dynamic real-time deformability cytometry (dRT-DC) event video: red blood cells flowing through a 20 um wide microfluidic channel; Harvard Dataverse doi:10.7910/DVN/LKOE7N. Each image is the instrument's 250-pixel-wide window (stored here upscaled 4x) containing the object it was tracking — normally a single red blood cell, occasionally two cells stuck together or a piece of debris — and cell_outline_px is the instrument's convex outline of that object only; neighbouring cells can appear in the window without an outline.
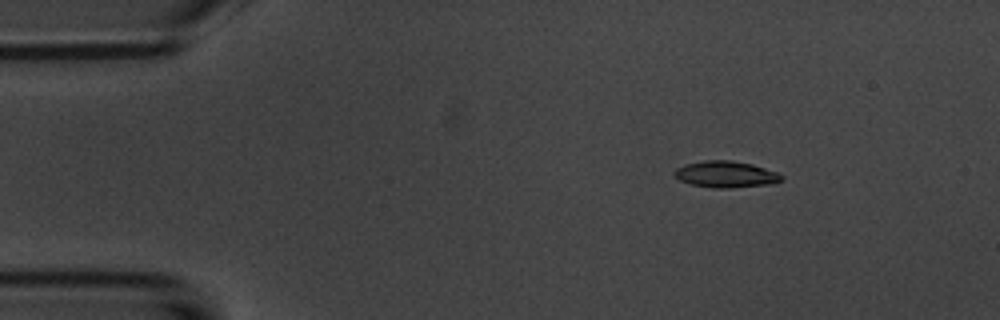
{"species": "common noctule bat (a hibernating species)", "species_latin": "Nyctalus noctula", "temperature_condition": "room temperature", "stored_images_in_passage": 13, "camera_frame_rate_fps": 3000, "um_per_image_px": 0.085, "animal": {"sex": "male", "body_mass_g": 20.1, "forearm_length_mm": 53.5}, "frame": {"image": 1, "passage_image": 1, "time_ms": 0.0, "image_size_px": [1000, 320], "cell_outline_px": [[784, 180], [764, 184], [728, 188], [716, 188], [692, 184], [680, 180], [672, 172], [676, 168], [684, 164], [704, 160], [732, 160], [752, 164], [780, 172], [784, 176]], "centroid_in_image_um": [61.7, 14.79], "position_along_channel_um": 23.3, "area_um2": 16.47}}
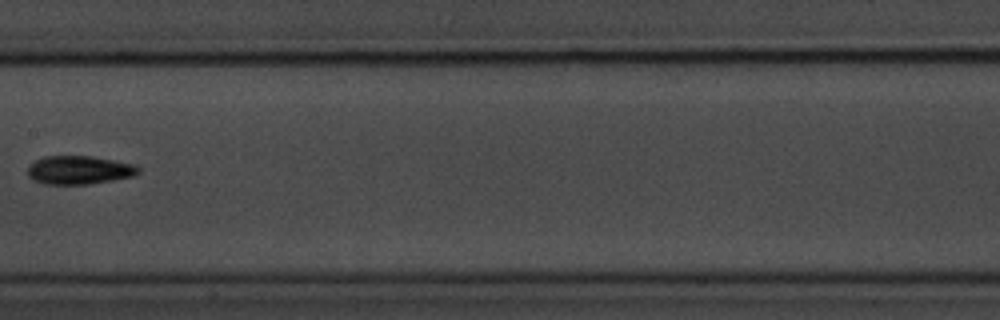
{"frame": {"image": 2, "passage_image": 6, "time_ms": 6.667, "image_size_px": [1000, 320], "cell_outline_px": [[140, 172], [132, 176], [112, 180], [88, 184], [44, 184], [28, 176], [28, 168], [36, 160], [44, 156], [92, 156], [136, 164], [140, 168]], "centroid_in_image_um": [6.76, 14.44], "position_along_channel_um": 200.6, "area_um2": 18.26}}
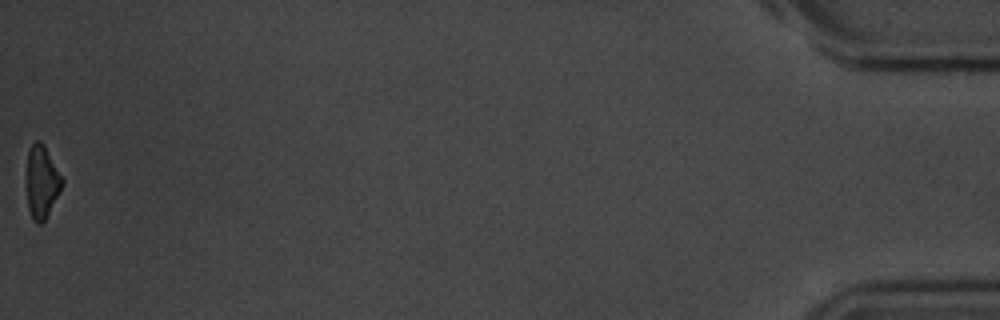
{"frame": {"image": 3, "passage_image": 13, "time_ms": 15.667, "image_size_px": [1000, 320], "cell_outline_px": [[64, 184], [60, 192], [44, 220], [40, 224], [36, 224], [32, 220], [28, 208], [24, 176], [28, 152], [32, 144], [36, 140], [40, 140], [44, 144], [64, 180]], "centroid_in_image_um": [3.51, 15.45], "position_along_channel_um": 431.7, "area_um2": 15.61}, "authors_computed_cell_mechanics": {"area_um2": 16.473, "velocity_mm_per_s": 3.6775, "shape_relaxation_time_tau1_ms": 3.174, "shape_relaxation_time_tau2_ms": null, "deformation_change_tau1": 0.1155, "deformation_change_tau2": null}}